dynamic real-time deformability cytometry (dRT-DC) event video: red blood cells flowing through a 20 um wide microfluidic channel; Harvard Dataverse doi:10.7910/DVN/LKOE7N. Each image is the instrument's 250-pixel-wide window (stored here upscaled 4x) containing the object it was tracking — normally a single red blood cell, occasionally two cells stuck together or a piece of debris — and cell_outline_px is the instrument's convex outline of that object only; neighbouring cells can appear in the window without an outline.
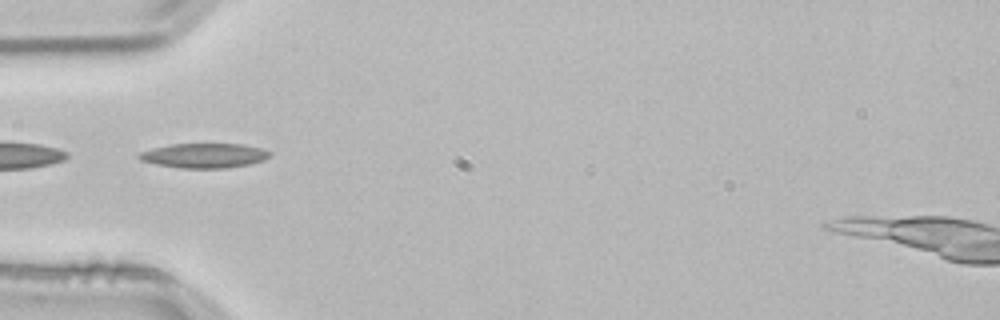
{"species": "common noctule bat (a hibernating species)", "species_latin": "Nyctalus noctula", "temperature_condition": "room temperature", "stored_images_in_passage": 37, "camera_frame_rate_fps": 3000, "um_per_image_px": 0.085, "animal": {"sex": "male", "body_mass_g": 21.5, "forearm_length_mm": 52.0}, "frame": {"image": 1, "passage_image": 1, "time_ms": 0.0, "image_size_px": [1000, 320], "cell_outline_px": [[272, 152], [264, 160], [248, 164], [224, 168], [180, 168], [156, 164], [140, 160], [136, 156], [140, 152], [152, 148], [172, 144], [244, 144], [264, 148]], "centroid_in_image_um": [17.36, 13.22], "position_along_channel_um": 67.6, "area_um2": 18.79}}
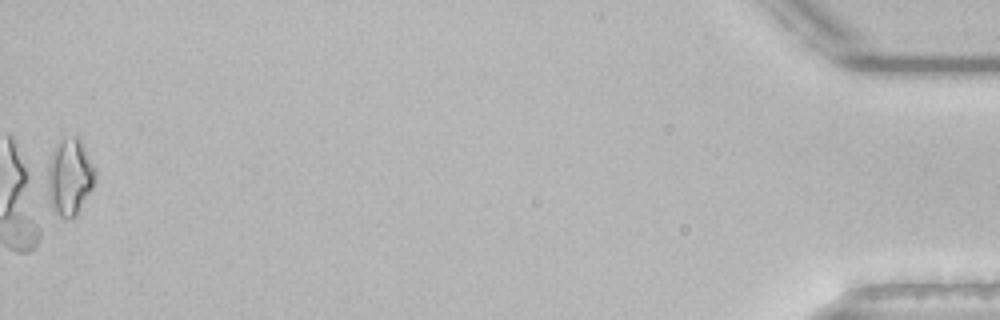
{"frame": {"image": 2, "passage_image": 37, "time_ms": 12.0, "image_size_px": [1000, 320], "cell_outline_px": [[96, 180], [92, 188], [76, 216], [60, 216], [56, 212], [52, 204], [48, 192], [48, 164], [52, 152], [64, 136], [76, 136], [80, 140], [96, 168]], "centroid_in_image_um": [5.96, 14.99], "position_along_channel_um": 429.2, "area_um2": 20.92}, "authors_computed_cell_mechanics": {"area_um2": 16.8776, "velocity_mm_per_s": 3.8296, "shape_relaxation_time_tau1_ms": null, "shape_relaxation_time_tau2_ms": 9.3292, "deformation_change_tau1": null, "deformation_change_tau2": 0.2113}}